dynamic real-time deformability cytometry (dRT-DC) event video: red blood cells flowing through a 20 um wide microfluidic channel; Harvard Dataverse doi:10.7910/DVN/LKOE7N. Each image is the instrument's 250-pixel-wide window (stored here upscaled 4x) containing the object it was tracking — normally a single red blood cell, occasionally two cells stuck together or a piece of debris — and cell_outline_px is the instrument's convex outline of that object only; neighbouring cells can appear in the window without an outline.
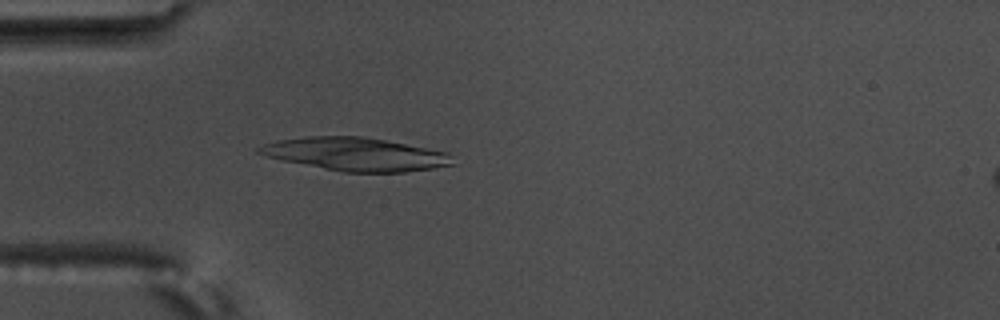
{"species": "common noctule bat (a hibernating species)", "species_latin": "Nyctalus noctula", "temperature_condition": "warm", "stored_images_in_passage": 2, "camera_frame_rate_fps": 3000, "um_per_image_px": 0.085, "animal": {"sex": "male", "body_mass_g": 17.5, "forearm_length_mm": 52.3}, "frame": {"image": 1, "passage_image": 2, "time_ms": 0.333, "image_size_px": [1000, 320], "cell_outline_px": [[456, 164], [432, 168], [404, 172], [344, 172], [284, 160], [268, 156], [256, 152], [256, 148], [264, 144], [276, 140], [308, 136], [364, 136], [448, 152]], "centroid_in_image_um": [30.24, 13.1], "position_along_channel_um": 54.8, "area_um2": 37.11}}